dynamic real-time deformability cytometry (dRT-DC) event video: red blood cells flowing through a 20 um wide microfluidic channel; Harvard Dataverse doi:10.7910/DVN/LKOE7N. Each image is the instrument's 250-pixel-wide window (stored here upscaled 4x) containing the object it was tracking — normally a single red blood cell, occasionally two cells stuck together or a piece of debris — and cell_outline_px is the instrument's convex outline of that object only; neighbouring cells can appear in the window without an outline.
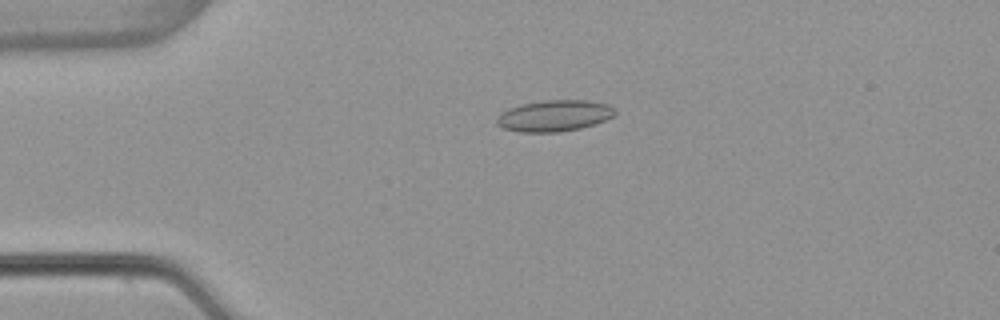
{"species": "common noctule bat (a hibernating species)", "species_latin": "Nyctalus noctula", "temperature_condition": "warm", "stored_images_in_passage": 54, "camera_frame_rate_fps": 3000, "um_per_image_px": 0.085, "animal": {"sex": "female", "body_mass_g": 22.7, "forearm_length_mm": 54.2}, "frame": {"image": 1, "passage_image": 13, "time_ms": 4.0, "image_size_px": [1000, 320], "cell_outline_px": [[616, 112], [612, 116], [596, 124], [580, 128], [560, 132], [520, 132], [504, 128], [496, 124], [496, 116], [500, 112], [508, 108], [520, 104], [544, 100], [588, 100], [608, 104], [616, 108]], "centroid_in_image_um": [47.09, 9.83], "position_along_channel_um": 37.9, "area_um2": 21.79}}
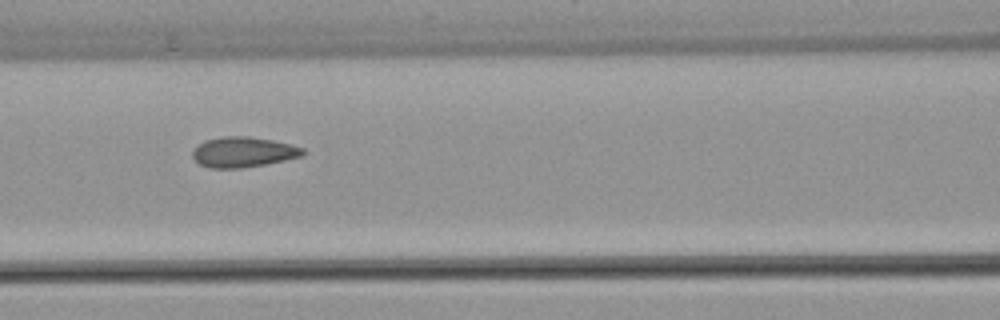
{"frame": {"image": 2, "passage_image": 24, "time_ms": 7.667, "image_size_px": [1000, 320], "cell_outline_px": [[308, 152], [304, 156], [264, 164], [240, 168], [208, 168], [200, 164], [192, 156], [192, 152], [204, 140], [224, 136], [248, 136], [272, 140], [292, 144], [304, 148]], "centroid_in_image_um": [20.72, 12.92], "position_along_channel_um": 145.9, "area_um2": 19.54}}
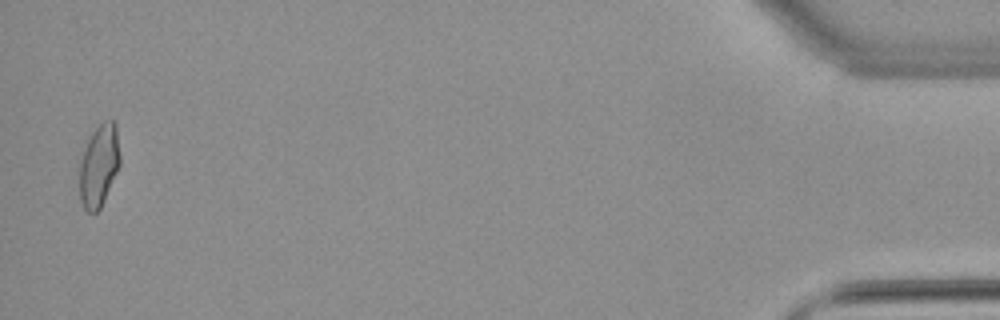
{"frame": {"image": 3, "passage_image": 53, "time_ms": 17.333, "image_size_px": [1000, 320], "cell_outline_px": [[120, 164], [104, 200], [100, 208], [96, 212], [88, 212], [84, 208], [80, 200], [80, 160], [88, 140], [92, 132], [104, 120], [112, 120], [116, 124], [120, 156]], "centroid_in_image_um": [8.42, 14.06], "position_along_channel_um": 426.8, "area_um2": 19.19}, "authors_computed_cell_mechanics": {"area_um2": 19.3052, "velocity_mm_per_s": 3.8563, "shape_relaxation_time_tau1_ms": null, "shape_relaxation_time_tau2_ms": 1.2724, "deformation_change_tau1": null, "deformation_change_tau2": 0.0646}}